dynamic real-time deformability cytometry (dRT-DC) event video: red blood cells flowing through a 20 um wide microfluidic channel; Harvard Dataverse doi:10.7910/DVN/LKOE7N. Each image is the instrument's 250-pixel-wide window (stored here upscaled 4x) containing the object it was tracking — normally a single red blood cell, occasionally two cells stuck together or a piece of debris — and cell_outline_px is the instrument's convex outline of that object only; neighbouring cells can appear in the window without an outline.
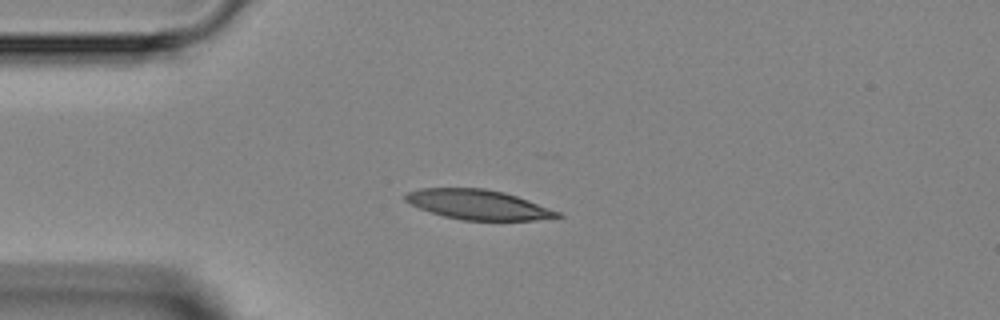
{"species": "Egyptian fruit bat (a non-hibernating species)", "species_latin": "Rousettus aegyptiacus", "temperature_condition": "room temperature", "stored_images_in_passage": 5, "camera_frame_rate_fps": 3000, "um_per_image_px": 0.085, "animal": {"sex": "female"}, "frame": {"image": 1, "passage_image": 4, "time_ms": 3.667, "image_size_px": [1000, 320], "cell_outline_px": [[564, 216], [532, 220], [464, 220], [444, 216], [420, 208], [404, 200], [404, 196], [408, 192], [420, 188], [484, 188], [504, 192], [528, 200], [560, 212]], "centroid_in_image_um": [40.64, 17.38], "position_along_channel_um": 44.4, "area_um2": 26.07}}